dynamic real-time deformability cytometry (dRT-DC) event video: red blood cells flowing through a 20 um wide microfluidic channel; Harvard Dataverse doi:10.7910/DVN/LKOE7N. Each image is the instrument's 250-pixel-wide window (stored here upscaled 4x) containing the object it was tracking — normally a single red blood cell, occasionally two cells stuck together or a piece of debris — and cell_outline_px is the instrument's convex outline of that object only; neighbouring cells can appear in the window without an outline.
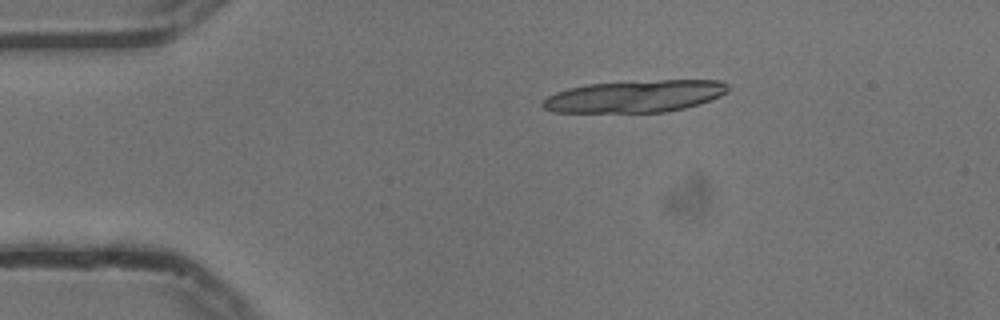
{"species": "common noctule bat (a hibernating species)", "species_latin": "Nyctalus noctula", "temperature_condition": "cold", "stored_images_in_passage": 10, "camera_frame_rate_fps": 3000, "um_per_image_px": 0.085, "animal": {"sex": "male", "body_mass_g": 13.3}, "frame": {"image": 1, "passage_image": 1, "time_ms": 0.0, "image_size_px": [1000, 320], "cell_outline_px": [[728, 92], [720, 96], [700, 104], [668, 112], [552, 112], [544, 108], [540, 104], [548, 96], [556, 92], [568, 88], [588, 84], [660, 80], [720, 80], [728, 84]], "centroid_in_image_um": [54.0, 8.19], "position_along_channel_um": 31.0, "area_um2": 34.62}}